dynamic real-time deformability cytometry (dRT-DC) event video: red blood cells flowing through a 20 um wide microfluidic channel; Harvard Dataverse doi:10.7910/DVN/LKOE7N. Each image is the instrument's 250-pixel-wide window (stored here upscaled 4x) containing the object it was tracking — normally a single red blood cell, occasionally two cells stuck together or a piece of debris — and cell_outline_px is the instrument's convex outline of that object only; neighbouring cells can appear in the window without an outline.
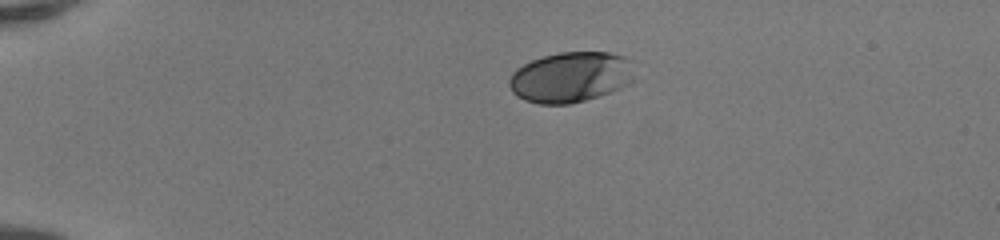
{"species": "human", "species_latin": "Homo sapiens", "temperature_condition": "room temperature", "stored_images_in_passage": 40, "camera_frame_rate_fps": 3000, "um_per_image_px": 0.085, "donor": {"sex": "female"}, "frame": {"image": 1, "passage_image": 1, "time_ms": 0.0, "image_size_px": [1000, 240], "cell_outline_px": [[636, 80], [620, 88], [584, 100], [568, 104], [540, 104], [524, 100], [516, 96], [512, 92], [508, 84], [508, 80], [512, 72], [516, 68], [532, 60], [544, 56], [560, 52], [608, 52], [624, 56], [628, 60]], "centroid_in_image_um": [48.47, 6.55], "position_along_channel_um": 36.5, "area_um2": 36.82}}
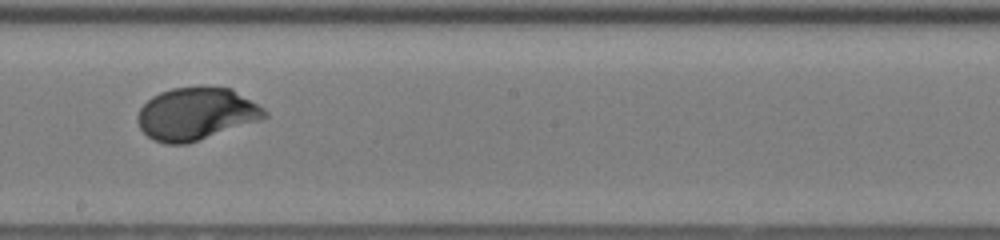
{"frame": {"image": 2, "passage_image": 20, "time_ms": 6.333, "image_size_px": [1000, 240], "cell_outline_px": [[268, 116], [260, 120], [188, 144], [164, 144], [152, 140], [140, 128], [136, 120], [136, 116], [140, 108], [152, 96], [160, 92], [172, 88], [204, 84], [232, 88], [264, 108], [268, 112]], "centroid_in_image_um": [16.67, 9.65], "position_along_channel_um": 231.5, "area_um2": 39.54}}
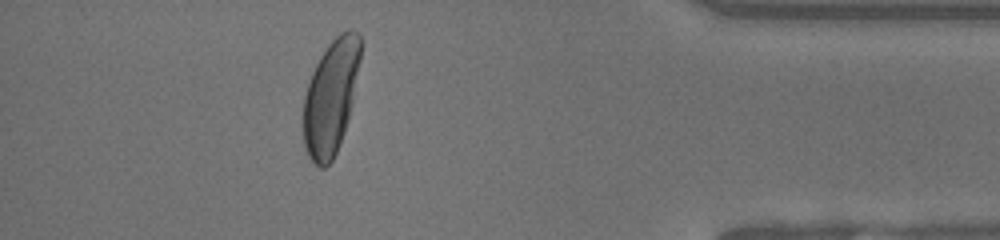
{"frame": {"image": 3, "passage_image": 35, "time_ms": 11.333, "image_size_px": [1000, 240], "cell_outline_px": [[360, 60], [348, 116], [344, 132], [340, 144], [332, 160], [324, 168], [320, 168], [308, 156], [304, 144], [304, 96], [312, 72], [320, 56], [328, 44], [340, 32], [348, 28], [352, 28], [360, 36]], "centroid_in_image_um": [28.11, 8.22], "position_along_channel_um": 407.1, "area_um2": 37.57}, "authors_computed_cell_mechanics": {"area_um2": 38.3792, "velocity_mm_per_s": 4.1449, "shape_relaxation_time_tau1_ms": 2.642, "shape_relaxation_time_tau2_ms": null, "deformation_change_tau1": 0.1621, "deformation_change_tau2": null}}